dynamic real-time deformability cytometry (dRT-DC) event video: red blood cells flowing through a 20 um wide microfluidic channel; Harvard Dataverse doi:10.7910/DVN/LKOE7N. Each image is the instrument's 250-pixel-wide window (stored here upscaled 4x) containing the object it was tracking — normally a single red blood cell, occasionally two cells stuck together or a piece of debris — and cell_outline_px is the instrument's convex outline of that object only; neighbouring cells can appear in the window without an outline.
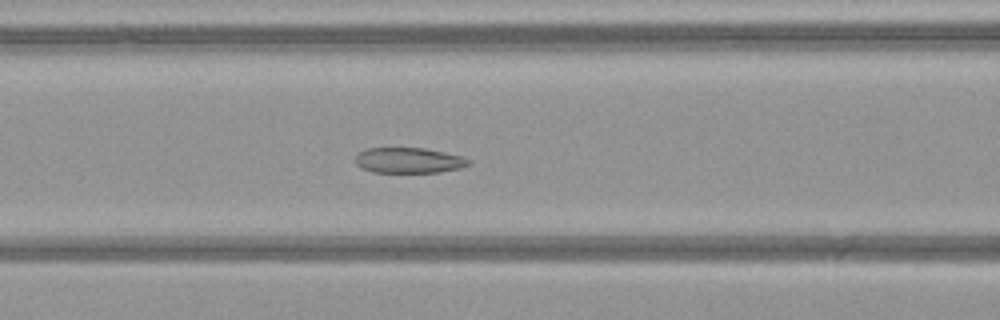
{"species": "common noctule bat (a hibernating species)", "species_latin": "Nyctalus noctula", "temperature_condition": "warm", "stored_images_in_passage": 52, "camera_frame_rate_fps": 3000, "um_per_image_px": 0.085, "animal": {"sex": "female", "body_mass_g": 21.9}, "frame": {"image": 1, "passage_image": 22, "time_ms": 7.0, "image_size_px": [1000, 320], "cell_outline_px": [[472, 160], [468, 164], [460, 168], [440, 172], [372, 172], [356, 164], [356, 156], [364, 148], [424, 148], [444, 152], [460, 156]], "centroid_in_image_um": [34.75, 13.63], "position_along_channel_um": 131.9, "area_um2": 16.65}}
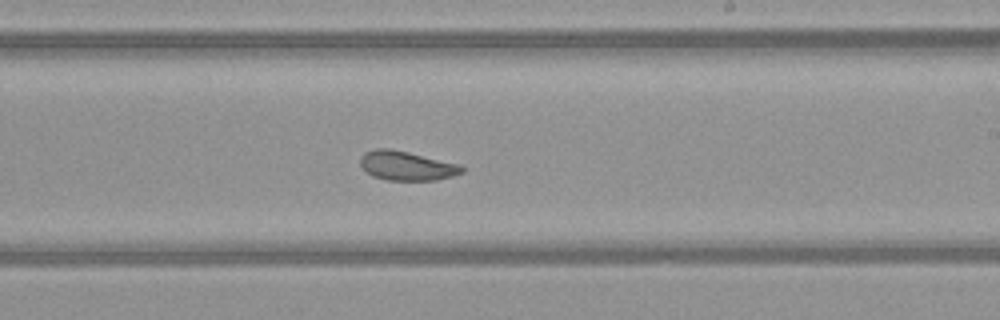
{"frame": {"image": 2, "passage_image": 31, "time_ms": 10.0, "image_size_px": [1000, 320], "cell_outline_px": [[464, 172], [452, 176], [436, 180], [388, 180], [372, 176], [360, 164], [360, 156], [364, 152], [376, 148], [388, 148], [408, 152], [460, 164], [464, 168]], "centroid_in_image_um": [34.57, 14.08], "position_along_channel_um": 254.4, "area_um2": 17.28}}
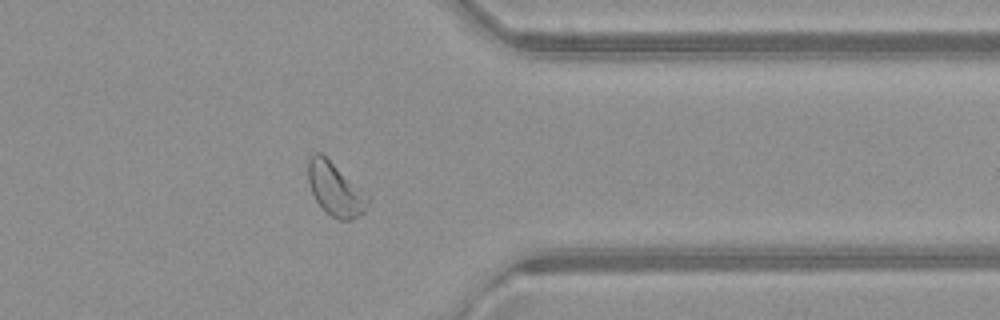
{"frame": {"image": 3, "passage_image": 41, "time_ms": 13.333, "image_size_px": [1000, 320], "cell_outline_px": [[372, 196], [368, 208], [364, 212], [352, 220], [340, 220], [332, 216], [316, 200], [312, 192], [308, 180], [308, 160], [312, 152], [320, 152]], "centroid_in_image_um": [28.56, 16.07], "position_along_channel_um": 382.8, "area_um2": 18.73}, "authors_computed_cell_mechanics": {"area_um2": 20.8369, "velocity_mm_per_s": 4.0942, "shape_relaxation_time_tau1_ms": 9.8134, "shape_relaxation_time_tau2_ms": 2.616, "deformation_change_tau1": 0.1564, "deformation_change_tau2": 0.076}}